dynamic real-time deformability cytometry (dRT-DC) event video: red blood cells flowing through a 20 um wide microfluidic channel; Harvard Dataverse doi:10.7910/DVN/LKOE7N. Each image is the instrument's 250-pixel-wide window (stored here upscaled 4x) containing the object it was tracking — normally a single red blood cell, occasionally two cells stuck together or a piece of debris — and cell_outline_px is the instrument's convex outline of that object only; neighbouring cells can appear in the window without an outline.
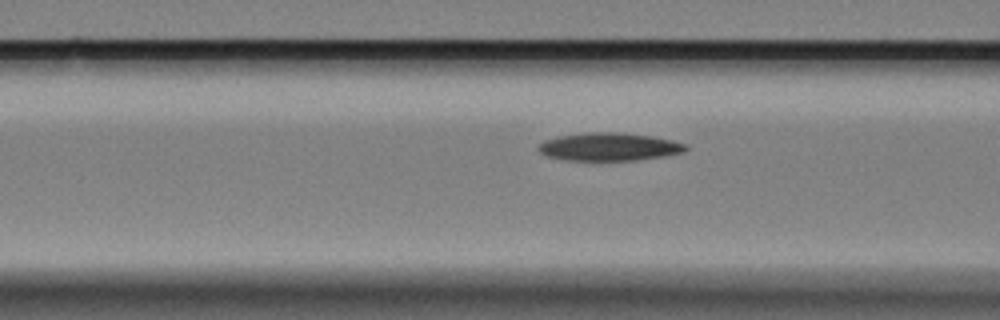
{"species": "Egyptian fruit bat (a non-hibernating species)", "species_latin": "Rousettus aegyptiacus", "temperature_condition": "cold", "stored_images_in_passage": 17, "camera_frame_rate_fps": 3000, "um_per_image_px": 0.085, "animal": {"sex": "female"}, "frame": {"image": 1, "passage_image": 15, "time_ms": 4.667, "image_size_px": [1000, 320], "cell_outline_px": [[688, 148], [684, 152], [664, 156], [636, 160], [568, 160], [548, 156], [540, 152], [536, 148], [544, 140], [556, 136], [588, 132], [616, 132], [652, 136], [672, 140], [688, 144]], "centroid_in_image_um": [51.79, 12.47], "position_along_channel_um": 114.8, "area_um2": 24.04}}